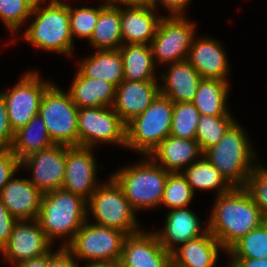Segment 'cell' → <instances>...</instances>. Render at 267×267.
Here are the masks:
<instances>
[{"mask_svg": "<svg viewBox=\"0 0 267 267\" xmlns=\"http://www.w3.org/2000/svg\"><path fill=\"white\" fill-rule=\"evenodd\" d=\"M229 267H236V266L230 262Z\"/></svg>", "mask_w": 267, "mask_h": 267, "instance_id": "obj_49", "label": "cell"}, {"mask_svg": "<svg viewBox=\"0 0 267 267\" xmlns=\"http://www.w3.org/2000/svg\"><path fill=\"white\" fill-rule=\"evenodd\" d=\"M19 167L20 160L11 149H0V193Z\"/></svg>", "mask_w": 267, "mask_h": 267, "instance_id": "obj_39", "label": "cell"}, {"mask_svg": "<svg viewBox=\"0 0 267 267\" xmlns=\"http://www.w3.org/2000/svg\"><path fill=\"white\" fill-rule=\"evenodd\" d=\"M226 252L231 259H267V224L241 237Z\"/></svg>", "mask_w": 267, "mask_h": 267, "instance_id": "obj_32", "label": "cell"}, {"mask_svg": "<svg viewBox=\"0 0 267 267\" xmlns=\"http://www.w3.org/2000/svg\"><path fill=\"white\" fill-rule=\"evenodd\" d=\"M38 114L54 144L78 146V108L68 92L51 84L43 94Z\"/></svg>", "mask_w": 267, "mask_h": 267, "instance_id": "obj_7", "label": "cell"}, {"mask_svg": "<svg viewBox=\"0 0 267 267\" xmlns=\"http://www.w3.org/2000/svg\"><path fill=\"white\" fill-rule=\"evenodd\" d=\"M43 193L29 179L14 176L3 187L0 198L17 221L37 220Z\"/></svg>", "mask_w": 267, "mask_h": 267, "instance_id": "obj_17", "label": "cell"}, {"mask_svg": "<svg viewBox=\"0 0 267 267\" xmlns=\"http://www.w3.org/2000/svg\"><path fill=\"white\" fill-rule=\"evenodd\" d=\"M75 258L66 247H61L57 252H48L47 267H78Z\"/></svg>", "mask_w": 267, "mask_h": 267, "instance_id": "obj_42", "label": "cell"}, {"mask_svg": "<svg viewBox=\"0 0 267 267\" xmlns=\"http://www.w3.org/2000/svg\"><path fill=\"white\" fill-rule=\"evenodd\" d=\"M50 85L51 83L41 80L37 72H29L22 76L11 91L0 92L14 132L38 115L41 99Z\"/></svg>", "mask_w": 267, "mask_h": 267, "instance_id": "obj_12", "label": "cell"}, {"mask_svg": "<svg viewBox=\"0 0 267 267\" xmlns=\"http://www.w3.org/2000/svg\"><path fill=\"white\" fill-rule=\"evenodd\" d=\"M92 148L66 146V168L61 189L88 200L97 185V165ZM97 185V186H96Z\"/></svg>", "mask_w": 267, "mask_h": 267, "instance_id": "obj_14", "label": "cell"}, {"mask_svg": "<svg viewBox=\"0 0 267 267\" xmlns=\"http://www.w3.org/2000/svg\"><path fill=\"white\" fill-rule=\"evenodd\" d=\"M124 267H172V254L160 244L154 232L126 236L121 256Z\"/></svg>", "mask_w": 267, "mask_h": 267, "instance_id": "obj_16", "label": "cell"}, {"mask_svg": "<svg viewBox=\"0 0 267 267\" xmlns=\"http://www.w3.org/2000/svg\"><path fill=\"white\" fill-rule=\"evenodd\" d=\"M193 38L187 61L196 69L202 79L227 81L228 59L220 43L210 38Z\"/></svg>", "mask_w": 267, "mask_h": 267, "instance_id": "obj_20", "label": "cell"}, {"mask_svg": "<svg viewBox=\"0 0 267 267\" xmlns=\"http://www.w3.org/2000/svg\"><path fill=\"white\" fill-rule=\"evenodd\" d=\"M236 267H267V259H230Z\"/></svg>", "mask_w": 267, "mask_h": 267, "instance_id": "obj_44", "label": "cell"}, {"mask_svg": "<svg viewBox=\"0 0 267 267\" xmlns=\"http://www.w3.org/2000/svg\"><path fill=\"white\" fill-rule=\"evenodd\" d=\"M68 93L77 108L111 107L116 87L105 80L84 77L77 72Z\"/></svg>", "mask_w": 267, "mask_h": 267, "instance_id": "obj_25", "label": "cell"}, {"mask_svg": "<svg viewBox=\"0 0 267 267\" xmlns=\"http://www.w3.org/2000/svg\"><path fill=\"white\" fill-rule=\"evenodd\" d=\"M174 102L158 94L145 111L126 123V147L148 157L170 135Z\"/></svg>", "mask_w": 267, "mask_h": 267, "instance_id": "obj_5", "label": "cell"}, {"mask_svg": "<svg viewBox=\"0 0 267 267\" xmlns=\"http://www.w3.org/2000/svg\"><path fill=\"white\" fill-rule=\"evenodd\" d=\"M152 0H105L106 5L118 6V4L127 5H151ZM118 3V4H117Z\"/></svg>", "mask_w": 267, "mask_h": 267, "instance_id": "obj_46", "label": "cell"}, {"mask_svg": "<svg viewBox=\"0 0 267 267\" xmlns=\"http://www.w3.org/2000/svg\"><path fill=\"white\" fill-rule=\"evenodd\" d=\"M126 236L118 229L89 224L86 220L66 248L74 258L89 263L120 260Z\"/></svg>", "mask_w": 267, "mask_h": 267, "instance_id": "obj_9", "label": "cell"}, {"mask_svg": "<svg viewBox=\"0 0 267 267\" xmlns=\"http://www.w3.org/2000/svg\"><path fill=\"white\" fill-rule=\"evenodd\" d=\"M99 14L100 6L71 8L69 5V27L72 38L76 35L89 40L98 22Z\"/></svg>", "mask_w": 267, "mask_h": 267, "instance_id": "obj_36", "label": "cell"}, {"mask_svg": "<svg viewBox=\"0 0 267 267\" xmlns=\"http://www.w3.org/2000/svg\"><path fill=\"white\" fill-rule=\"evenodd\" d=\"M111 179L98 185L87 200V208L96 219V225L118 229L127 235L139 232L135 210L117 182ZM138 229V230H137Z\"/></svg>", "mask_w": 267, "mask_h": 267, "instance_id": "obj_8", "label": "cell"}, {"mask_svg": "<svg viewBox=\"0 0 267 267\" xmlns=\"http://www.w3.org/2000/svg\"><path fill=\"white\" fill-rule=\"evenodd\" d=\"M118 50L123 62V80H156V60L149 44H122Z\"/></svg>", "mask_w": 267, "mask_h": 267, "instance_id": "obj_27", "label": "cell"}, {"mask_svg": "<svg viewBox=\"0 0 267 267\" xmlns=\"http://www.w3.org/2000/svg\"><path fill=\"white\" fill-rule=\"evenodd\" d=\"M41 5L33 6L31 14L37 16L22 37L42 50L70 56L74 38L69 27V5L59 0H51L44 8Z\"/></svg>", "mask_w": 267, "mask_h": 267, "instance_id": "obj_4", "label": "cell"}, {"mask_svg": "<svg viewBox=\"0 0 267 267\" xmlns=\"http://www.w3.org/2000/svg\"><path fill=\"white\" fill-rule=\"evenodd\" d=\"M162 78L165 83L164 86H159L160 94L174 103L192 102L202 80L187 60L172 63Z\"/></svg>", "mask_w": 267, "mask_h": 267, "instance_id": "obj_23", "label": "cell"}, {"mask_svg": "<svg viewBox=\"0 0 267 267\" xmlns=\"http://www.w3.org/2000/svg\"><path fill=\"white\" fill-rule=\"evenodd\" d=\"M151 5H127L120 7L122 41L127 44H148L156 35L162 17H156Z\"/></svg>", "mask_w": 267, "mask_h": 267, "instance_id": "obj_19", "label": "cell"}, {"mask_svg": "<svg viewBox=\"0 0 267 267\" xmlns=\"http://www.w3.org/2000/svg\"><path fill=\"white\" fill-rule=\"evenodd\" d=\"M20 165L32 171L30 182L42 193L61 189L66 168V146L54 144L29 154Z\"/></svg>", "mask_w": 267, "mask_h": 267, "instance_id": "obj_13", "label": "cell"}, {"mask_svg": "<svg viewBox=\"0 0 267 267\" xmlns=\"http://www.w3.org/2000/svg\"><path fill=\"white\" fill-rule=\"evenodd\" d=\"M78 73L92 79L105 80L117 87L123 81V62L119 50H97L79 64Z\"/></svg>", "mask_w": 267, "mask_h": 267, "instance_id": "obj_26", "label": "cell"}, {"mask_svg": "<svg viewBox=\"0 0 267 267\" xmlns=\"http://www.w3.org/2000/svg\"><path fill=\"white\" fill-rule=\"evenodd\" d=\"M165 221L164 230L154 233L160 244L170 254L176 250L175 244L183 245L208 231V225L205 229H202L203 231L200 230L199 218L187 208L172 209L166 216Z\"/></svg>", "mask_w": 267, "mask_h": 267, "instance_id": "obj_21", "label": "cell"}, {"mask_svg": "<svg viewBox=\"0 0 267 267\" xmlns=\"http://www.w3.org/2000/svg\"><path fill=\"white\" fill-rule=\"evenodd\" d=\"M194 192L182 172L169 173L166 179L161 204L168 208H186Z\"/></svg>", "mask_w": 267, "mask_h": 267, "instance_id": "obj_35", "label": "cell"}, {"mask_svg": "<svg viewBox=\"0 0 267 267\" xmlns=\"http://www.w3.org/2000/svg\"><path fill=\"white\" fill-rule=\"evenodd\" d=\"M189 1L190 0H152L151 6L155 9L156 5L160 2L168 11H170V16H183V10Z\"/></svg>", "mask_w": 267, "mask_h": 267, "instance_id": "obj_43", "label": "cell"}, {"mask_svg": "<svg viewBox=\"0 0 267 267\" xmlns=\"http://www.w3.org/2000/svg\"><path fill=\"white\" fill-rule=\"evenodd\" d=\"M216 198L208 230L227 251L241 237L259 227L264 217L244 187H234Z\"/></svg>", "mask_w": 267, "mask_h": 267, "instance_id": "obj_1", "label": "cell"}, {"mask_svg": "<svg viewBox=\"0 0 267 267\" xmlns=\"http://www.w3.org/2000/svg\"><path fill=\"white\" fill-rule=\"evenodd\" d=\"M203 155L214 165L233 187H245L248 177L256 167L252 146L244 129L236 122L226 131L222 139Z\"/></svg>", "mask_w": 267, "mask_h": 267, "instance_id": "obj_3", "label": "cell"}, {"mask_svg": "<svg viewBox=\"0 0 267 267\" xmlns=\"http://www.w3.org/2000/svg\"><path fill=\"white\" fill-rule=\"evenodd\" d=\"M200 115L199 110L191 102L174 103L170 135L196 139Z\"/></svg>", "mask_w": 267, "mask_h": 267, "instance_id": "obj_34", "label": "cell"}, {"mask_svg": "<svg viewBox=\"0 0 267 267\" xmlns=\"http://www.w3.org/2000/svg\"><path fill=\"white\" fill-rule=\"evenodd\" d=\"M219 249L224 250L208 230L180 247L176 246V250L172 253V267H214Z\"/></svg>", "mask_w": 267, "mask_h": 267, "instance_id": "obj_24", "label": "cell"}, {"mask_svg": "<svg viewBox=\"0 0 267 267\" xmlns=\"http://www.w3.org/2000/svg\"><path fill=\"white\" fill-rule=\"evenodd\" d=\"M170 172L157 161L150 159L139 165L128 166L117 171L111 177L122 189L132 208H154L161 205L166 179Z\"/></svg>", "mask_w": 267, "mask_h": 267, "instance_id": "obj_6", "label": "cell"}, {"mask_svg": "<svg viewBox=\"0 0 267 267\" xmlns=\"http://www.w3.org/2000/svg\"><path fill=\"white\" fill-rule=\"evenodd\" d=\"M48 253L37 258L22 261L16 264V267H47Z\"/></svg>", "mask_w": 267, "mask_h": 267, "instance_id": "obj_45", "label": "cell"}, {"mask_svg": "<svg viewBox=\"0 0 267 267\" xmlns=\"http://www.w3.org/2000/svg\"><path fill=\"white\" fill-rule=\"evenodd\" d=\"M85 267H121L120 260L92 262L86 264Z\"/></svg>", "mask_w": 267, "mask_h": 267, "instance_id": "obj_47", "label": "cell"}, {"mask_svg": "<svg viewBox=\"0 0 267 267\" xmlns=\"http://www.w3.org/2000/svg\"><path fill=\"white\" fill-rule=\"evenodd\" d=\"M244 188L254 199L264 219L267 218V169L262 164H256Z\"/></svg>", "mask_w": 267, "mask_h": 267, "instance_id": "obj_38", "label": "cell"}, {"mask_svg": "<svg viewBox=\"0 0 267 267\" xmlns=\"http://www.w3.org/2000/svg\"><path fill=\"white\" fill-rule=\"evenodd\" d=\"M195 22L185 16H163L150 43L154 60L172 64L187 60L192 40L195 36Z\"/></svg>", "mask_w": 267, "mask_h": 267, "instance_id": "obj_11", "label": "cell"}, {"mask_svg": "<svg viewBox=\"0 0 267 267\" xmlns=\"http://www.w3.org/2000/svg\"><path fill=\"white\" fill-rule=\"evenodd\" d=\"M97 141L126 146V123L112 106L78 108V146L94 148Z\"/></svg>", "mask_w": 267, "mask_h": 267, "instance_id": "obj_10", "label": "cell"}, {"mask_svg": "<svg viewBox=\"0 0 267 267\" xmlns=\"http://www.w3.org/2000/svg\"><path fill=\"white\" fill-rule=\"evenodd\" d=\"M34 6L42 3L44 0H29Z\"/></svg>", "mask_w": 267, "mask_h": 267, "instance_id": "obj_48", "label": "cell"}, {"mask_svg": "<svg viewBox=\"0 0 267 267\" xmlns=\"http://www.w3.org/2000/svg\"><path fill=\"white\" fill-rule=\"evenodd\" d=\"M87 200L83 197L57 189L42 195L38 222L52 243L57 237L69 235L66 247L87 219Z\"/></svg>", "mask_w": 267, "mask_h": 267, "instance_id": "obj_2", "label": "cell"}, {"mask_svg": "<svg viewBox=\"0 0 267 267\" xmlns=\"http://www.w3.org/2000/svg\"><path fill=\"white\" fill-rule=\"evenodd\" d=\"M159 93L160 89L156 80H123L116 87L112 107L119 117L128 123L133 117L143 113Z\"/></svg>", "mask_w": 267, "mask_h": 267, "instance_id": "obj_18", "label": "cell"}, {"mask_svg": "<svg viewBox=\"0 0 267 267\" xmlns=\"http://www.w3.org/2000/svg\"><path fill=\"white\" fill-rule=\"evenodd\" d=\"M14 133L9 122L5 100L0 94V149H11Z\"/></svg>", "mask_w": 267, "mask_h": 267, "instance_id": "obj_40", "label": "cell"}, {"mask_svg": "<svg viewBox=\"0 0 267 267\" xmlns=\"http://www.w3.org/2000/svg\"><path fill=\"white\" fill-rule=\"evenodd\" d=\"M17 221L8 242L0 250L11 263L37 258L51 251V243L38 220ZM33 223V224H31Z\"/></svg>", "mask_w": 267, "mask_h": 267, "instance_id": "obj_15", "label": "cell"}, {"mask_svg": "<svg viewBox=\"0 0 267 267\" xmlns=\"http://www.w3.org/2000/svg\"><path fill=\"white\" fill-rule=\"evenodd\" d=\"M96 50H117L123 44L120 25V7L100 5L98 22L89 39Z\"/></svg>", "mask_w": 267, "mask_h": 267, "instance_id": "obj_28", "label": "cell"}, {"mask_svg": "<svg viewBox=\"0 0 267 267\" xmlns=\"http://www.w3.org/2000/svg\"><path fill=\"white\" fill-rule=\"evenodd\" d=\"M235 123L232 116H210L201 114L196 130V140L203 153L215 146L226 131Z\"/></svg>", "mask_w": 267, "mask_h": 267, "instance_id": "obj_33", "label": "cell"}, {"mask_svg": "<svg viewBox=\"0 0 267 267\" xmlns=\"http://www.w3.org/2000/svg\"><path fill=\"white\" fill-rule=\"evenodd\" d=\"M33 6L29 0H0V19L7 29L15 34L14 31L17 32L16 30L32 16Z\"/></svg>", "mask_w": 267, "mask_h": 267, "instance_id": "obj_37", "label": "cell"}, {"mask_svg": "<svg viewBox=\"0 0 267 267\" xmlns=\"http://www.w3.org/2000/svg\"><path fill=\"white\" fill-rule=\"evenodd\" d=\"M16 222L0 198V250L8 242Z\"/></svg>", "mask_w": 267, "mask_h": 267, "instance_id": "obj_41", "label": "cell"}, {"mask_svg": "<svg viewBox=\"0 0 267 267\" xmlns=\"http://www.w3.org/2000/svg\"><path fill=\"white\" fill-rule=\"evenodd\" d=\"M203 151L196 139H184L169 135L148 156L153 161H160L161 167L170 173L181 172L184 165L194 163ZM158 159V160H157ZM183 167V168H182Z\"/></svg>", "mask_w": 267, "mask_h": 267, "instance_id": "obj_22", "label": "cell"}, {"mask_svg": "<svg viewBox=\"0 0 267 267\" xmlns=\"http://www.w3.org/2000/svg\"><path fill=\"white\" fill-rule=\"evenodd\" d=\"M228 82L218 79H202L194 100L191 102L200 114L231 116L226 108L229 92Z\"/></svg>", "mask_w": 267, "mask_h": 267, "instance_id": "obj_29", "label": "cell"}, {"mask_svg": "<svg viewBox=\"0 0 267 267\" xmlns=\"http://www.w3.org/2000/svg\"><path fill=\"white\" fill-rule=\"evenodd\" d=\"M198 161L185 167L182 174L186 177L193 192L195 188L211 190L218 188V196L228 193L234 187L225 179L220 171L203 155Z\"/></svg>", "mask_w": 267, "mask_h": 267, "instance_id": "obj_31", "label": "cell"}, {"mask_svg": "<svg viewBox=\"0 0 267 267\" xmlns=\"http://www.w3.org/2000/svg\"><path fill=\"white\" fill-rule=\"evenodd\" d=\"M54 145L42 117L38 114L24 127L14 133L12 152L21 161L29 154Z\"/></svg>", "mask_w": 267, "mask_h": 267, "instance_id": "obj_30", "label": "cell"}]
</instances>
